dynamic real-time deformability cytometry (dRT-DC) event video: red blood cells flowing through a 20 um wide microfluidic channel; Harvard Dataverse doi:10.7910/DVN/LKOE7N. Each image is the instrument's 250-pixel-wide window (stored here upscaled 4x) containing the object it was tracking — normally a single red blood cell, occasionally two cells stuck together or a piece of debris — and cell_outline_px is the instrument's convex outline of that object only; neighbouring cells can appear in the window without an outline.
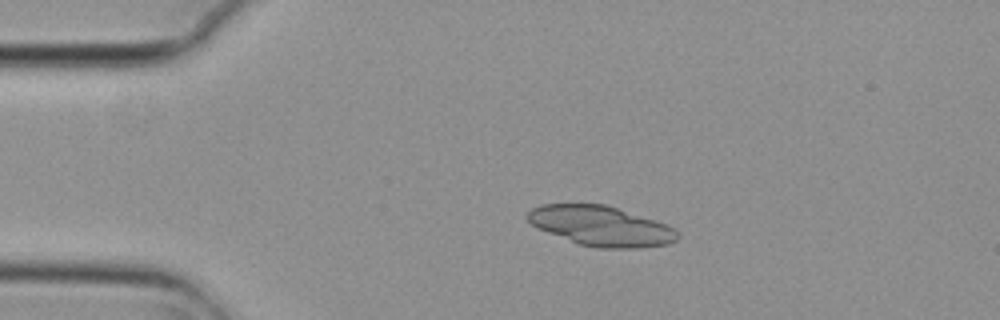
{"species": "common noctule bat (a hibernating species)", "species_latin": "Nyctalus noctula", "temperature_condition": "cold", "stored_images_in_passage": 3, "camera_frame_rate_fps": 3000, "um_per_image_px": 0.085, "animal": {"sex": "female", "body_mass_g": 29.2, "forearm_length_mm": 56.3}, "frame": {"image": 1, "passage_image": 1, "time_ms": 0.0, "image_size_px": [1000, 320], "cell_outline_px": [[680, 236], [676, 240], [668, 244], [640, 248], [596, 248], [580, 244], [536, 228], [524, 216], [532, 208], [540, 204], [608, 204], [668, 224]], "centroid_in_image_um": [51.08, 19.2], "position_along_channel_um": 33.9, "area_um2": 35.08}}